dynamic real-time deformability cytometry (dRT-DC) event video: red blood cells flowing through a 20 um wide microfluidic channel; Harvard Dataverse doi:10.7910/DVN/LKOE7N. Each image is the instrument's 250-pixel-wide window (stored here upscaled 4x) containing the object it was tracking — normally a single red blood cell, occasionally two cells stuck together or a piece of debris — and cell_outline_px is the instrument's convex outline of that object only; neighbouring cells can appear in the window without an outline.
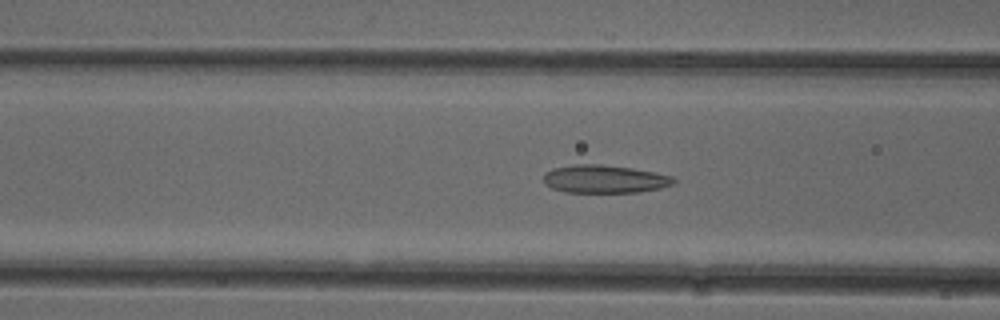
{"species": "common noctule bat (a hibernating species)", "species_latin": "Nyctalus noctula", "temperature_condition": "cold", "stored_images_in_passage": 51, "camera_frame_rate_fps": 3000, "um_per_image_px": 0.085, "animal": {"sex": "female"}, "frame": {"image": 1, "passage_image": 19, "time_ms": 6.0, "image_size_px": [1000, 320], "cell_outline_px": [[676, 184], [660, 188], [640, 192], [564, 192], [552, 188], [544, 184], [544, 172], [552, 168], [572, 164], [600, 164], [632, 168], [672, 176], [676, 180]], "centroid_in_image_um": [51.37, 15.21], "position_along_channel_um": 115.2, "area_um2": 21.39}}
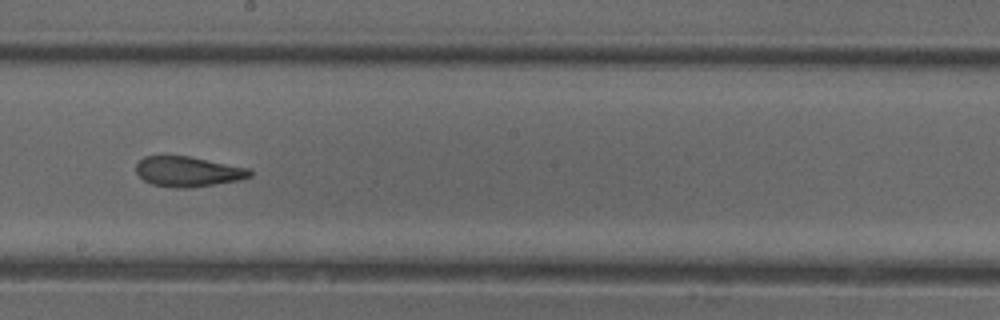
{"frame": {"image": 2, "passage_image": 28, "time_ms": 9.0, "image_size_px": [1000, 320], "cell_outline_px": [[252, 176], [240, 180], [192, 188], [176, 188], [152, 184], [144, 180], [136, 172], [136, 164], [144, 156], [188, 156], [252, 168]], "centroid_in_image_um": [16.03, 14.59], "position_along_channel_um": 232.2, "area_um2": 20.17}}
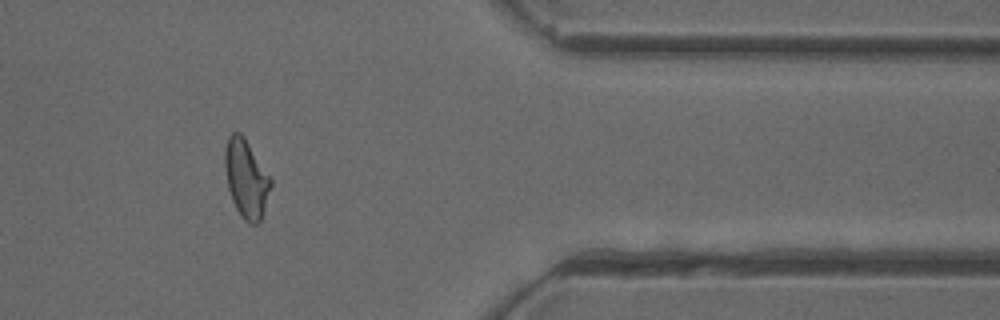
{"frame": {"image": 3, "passage_image": 42, "time_ms": 13.667, "image_size_px": [1000, 320], "cell_outline_px": [[272, 184], [264, 212], [260, 220], [256, 224], [248, 224], [240, 216], [232, 200], [228, 188], [224, 164], [224, 148], [228, 136], [232, 132], [240, 132], [272, 180]], "centroid_in_image_um": [20.91, 15.21], "position_along_channel_um": 390.5, "area_um2": 20.81}, "authors_computed_cell_mechanics": {"area_um2": 20.9814, "velocity_mm_per_s": 3.8942, "shape_relaxation_time_tau1_ms": 11.1371, "shape_relaxation_time_tau2_ms": 2.0754, "deformation_change_tau1": 0.2316, "deformation_change_tau2": 0.0953}}